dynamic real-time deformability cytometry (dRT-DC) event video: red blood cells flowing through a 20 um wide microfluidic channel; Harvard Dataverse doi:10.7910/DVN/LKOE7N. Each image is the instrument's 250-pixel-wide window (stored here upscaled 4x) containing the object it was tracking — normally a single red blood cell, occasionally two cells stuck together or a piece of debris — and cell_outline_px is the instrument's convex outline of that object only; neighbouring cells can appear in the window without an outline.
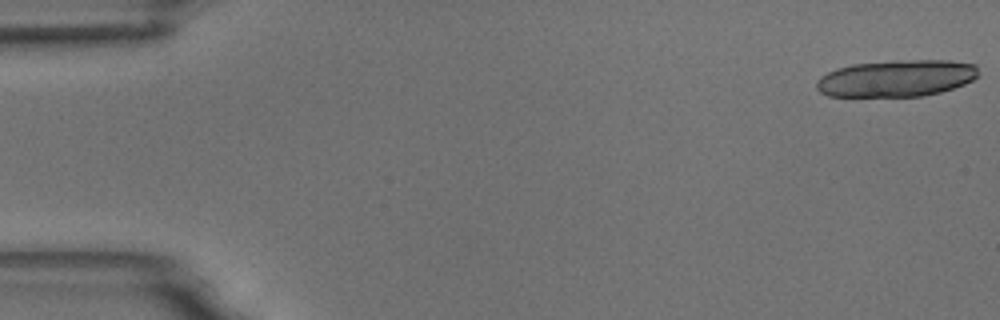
{"species": "common noctule bat (a hibernating species)", "species_latin": "Nyctalus noctula", "temperature_condition": "room temperature", "stored_images_in_passage": 6, "camera_frame_rate_fps": 3000, "um_per_image_px": 0.085, "animal": {"sex": "male", "body_mass_g": 18.8}, "frame": {"image": 1, "passage_image": 1, "time_ms": 0.0, "image_size_px": [1000, 320], "cell_outline_px": [[980, 76], [964, 84], [940, 92], [924, 96], [828, 96], [820, 92], [816, 88], [816, 80], [820, 76], [836, 68], [852, 64], [896, 60], [948, 60], [976, 64], [980, 72]], "centroid_in_image_um": [76.21, 6.65], "position_along_channel_um": 8.8, "area_um2": 35.03}}
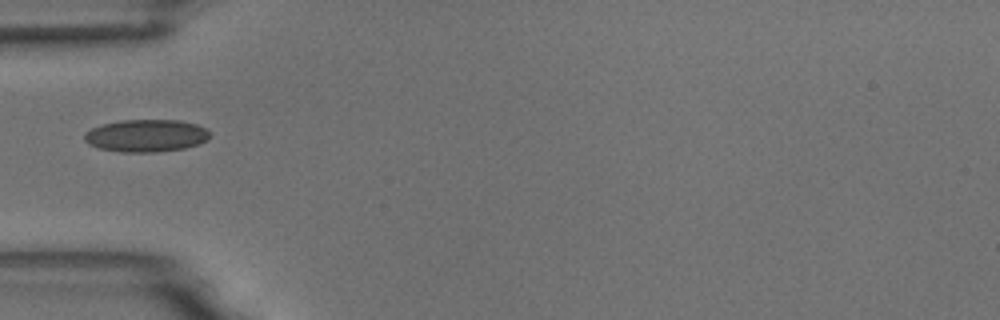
{"frame": {"image": 2, "passage_image": 5, "time_ms": 5.667, "image_size_px": [1000, 320], "cell_outline_px": [[208, 140], [200, 144], [184, 148], [156, 152], [120, 152], [100, 148], [88, 144], [84, 140], [84, 132], [92, 128], [104, 124], [120, 120], [180, 120], [196, 124], [204, 128], [208, 132]], "centroid_in_image_um": [12.41, 11.53], "position_along_channel_um": 72.6, "area_um2": 23.7}}